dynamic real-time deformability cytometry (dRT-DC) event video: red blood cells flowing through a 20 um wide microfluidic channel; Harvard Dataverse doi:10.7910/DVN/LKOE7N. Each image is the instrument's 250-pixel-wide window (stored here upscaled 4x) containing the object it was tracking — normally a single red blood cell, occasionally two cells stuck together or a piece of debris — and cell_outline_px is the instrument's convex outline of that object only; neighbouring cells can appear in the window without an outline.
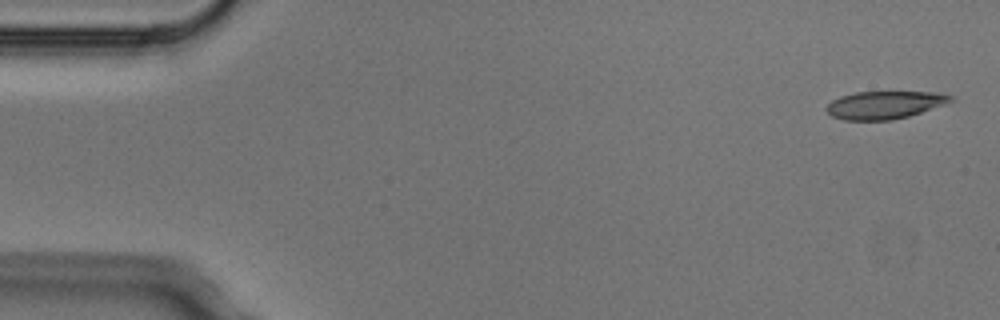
{"species": "Egyptian fruit bat (a non-hibernating species)", "species_latin": "Rousettus aegyptiacus", "temperature_condition": "cold", "stored_images_in_passage": 5, "camera_frame_rate_fps": 3000, "um_per_image_px": 0.085, "animal": {"sex": "male"}, "frame": {"image": 1, "passage_image": 1, "time_ms": 0.0, "image_size_px": [1000, 320], "cell_outline_px": [[956, 100], [908, 116], [892, 120], [844, 120], [832, 116], [828, 112], [828, 104], [832, 100], [840, 96], [856, 92], [936, 92], [952, 96]], "centroid_in_image_um": [75.2, 8.91], "position_along_channel_um": 9.8, "area_um2": 19.88}}
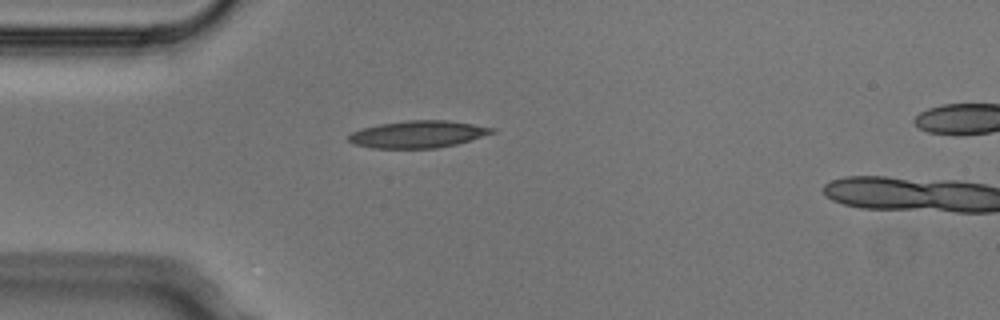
{"frame": {"image": 2, "passage_image": 4, "time_ms": 1.0, "image_size_px": [1000, 320], "cell_outline_px": [[496, 132], [456, 144], [436, 148], [372, 148], [352, 144], [348, 140], [348, 136], [352, 132], [364, 128], [380, 124], [408, 120], [448, 120], [496, 128]], "centroid_in_image_um": [35.52, 11.41], "position_along_channel_um": 49.5, "area_um2": 22.54}}